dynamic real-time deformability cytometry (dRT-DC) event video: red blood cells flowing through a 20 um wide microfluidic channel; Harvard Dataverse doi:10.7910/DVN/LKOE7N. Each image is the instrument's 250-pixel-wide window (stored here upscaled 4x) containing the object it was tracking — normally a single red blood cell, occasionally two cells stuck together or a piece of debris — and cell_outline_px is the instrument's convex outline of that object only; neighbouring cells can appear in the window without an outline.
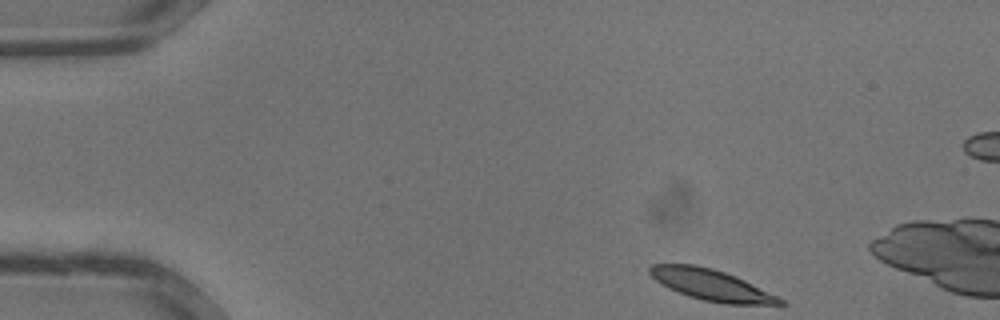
{"species": "common noctule bat (a hibernating species)", "species_latin": "Nyctalus noctula", "temperature_condition": "warm", "stored_images_in_passage": 7, "camera_frame_rate_fps": 3000, "um_per_image_px": 0.085, "animal": {"sex": "male", "body_mass_g": 13.3}, "frame": {"image": 1, "passage_image": 1, "time_ms": 0.0, "image_size_px": [1000, 320], "cell_outline_px": [[788, 304], [724, 304], [704, 300], [688, 296], [668, 288], [660, 284], [648, 272], [648, 268], [652, 264], [692, 264], [712, 268], [736, 276], [780, 296]], "centroid_in_image_um": [60.48, 24.22], "position_along_channel_um": 24.5, "area_um2": 23.64}}